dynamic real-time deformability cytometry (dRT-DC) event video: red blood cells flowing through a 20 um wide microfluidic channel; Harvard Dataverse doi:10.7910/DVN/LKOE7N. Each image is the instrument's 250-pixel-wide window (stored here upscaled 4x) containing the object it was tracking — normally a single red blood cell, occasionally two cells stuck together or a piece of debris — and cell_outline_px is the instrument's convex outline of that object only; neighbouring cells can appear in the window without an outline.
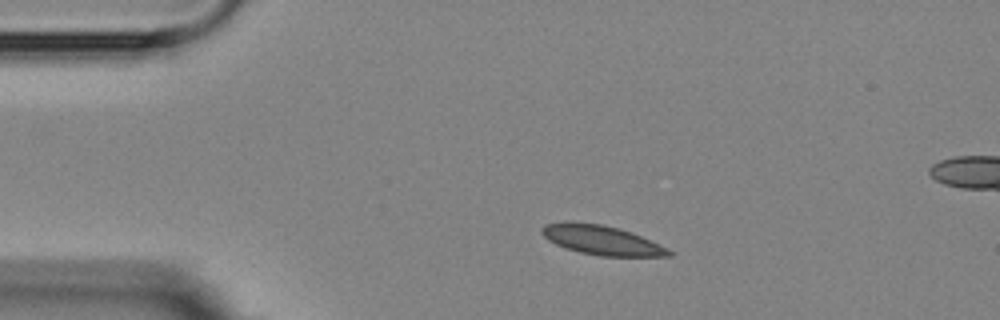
{"species": "Egyptian fruit bat (a non-hibernating species)", "species_latin": "Rousettus aegyptiacus", "temperature_condition": "room temperature", "stored_images_in_passage": 8, "camera_frame_rate_fps": 3000, "um_per_image_px": 0.085, "animal": {"sex": "female"}, "frame": {"image": 1, "passage_image": 1, "time_ms": 0.0, "image_size_px": [1000, 320], "cell_outline_px": [[676, 252], [672, 256], [600, 256], [580, 252], [564, 248], [548, 240], [540, 232], [540, 228], [544, 224], [600, 224], [616, 228], [640, 236], [668, 248]], "centroid_in_image_um": [51.19, 20.46], "position_along_channel_um": 33.8, "area_um2": 21.04}}
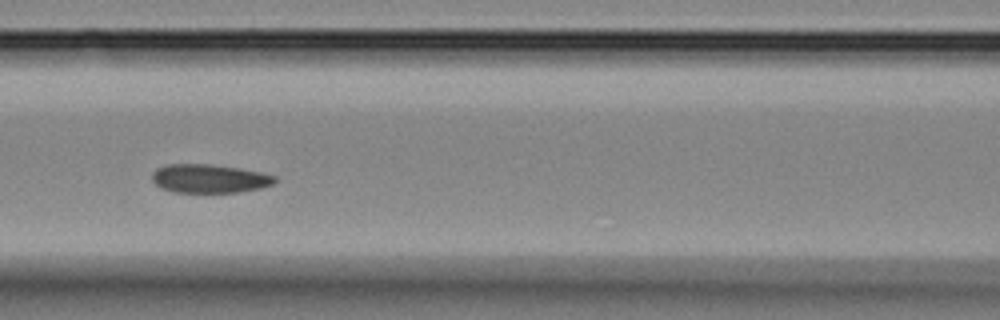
{"frame": {"image": 2, "passage_image": 5, "time_ms": 4.333, "image_size_px": [1000, 320], "cell_outline_px": [[276, 180], [272, 184], [260, 188], [240, 192], [176, 192], [164, 188], [156, 184], [152, 180], [152, 172], [156, 168], [168, 164], [212, 164], [240, 168], [260, 172], [276, 176]], "centroid_in_image_um": [17.8, 15.17], "position_along_channel_um": 148.8, "area_um2": 20.4}}
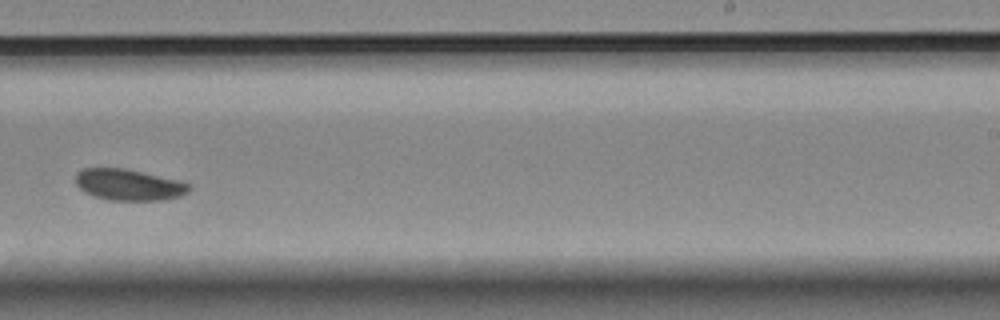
{"frame": {"image": 3, "passage_image": 8, "time_ms": 8.0, "image_size_px": [1000, 320], "cell_outline_px": [[192, 188], [188, 192], [180, 196], [164, 200], [108, 200], [92, 196], [84, 192], [76, 184], [76, 172], [84, 168], [124, 168], [180, 180], [192, 184]], "centroid_in_image_um": [10.97, 15.71], "position_along_channel_um": 278.0, "area_um2": 20.92}}